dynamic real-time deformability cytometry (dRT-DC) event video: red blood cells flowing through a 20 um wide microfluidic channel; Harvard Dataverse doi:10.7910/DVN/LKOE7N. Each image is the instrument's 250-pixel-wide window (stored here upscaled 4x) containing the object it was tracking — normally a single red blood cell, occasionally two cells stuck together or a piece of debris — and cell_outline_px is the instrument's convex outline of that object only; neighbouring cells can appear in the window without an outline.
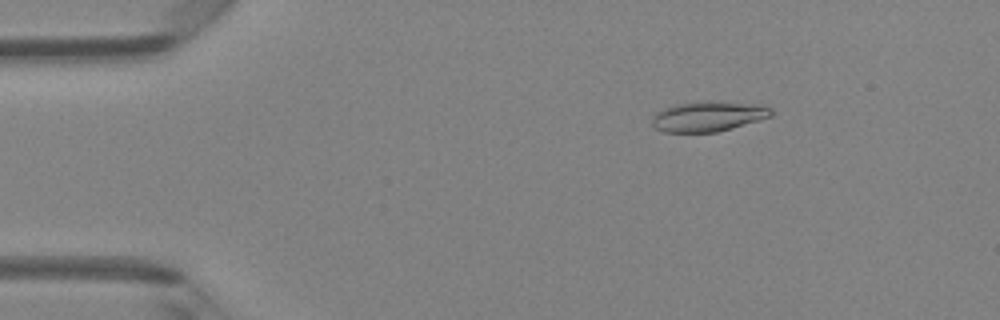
{"species": "Egyptian fruit bat (a non-hibernating species)", "species_latin": "Rousettus aegyptiacus", "temperature_condition": "room temperature", "stored_images_in_passage": 48, "camera_frame_rate_fps": 3000, "um_per_image_px": 0.085, "animal": {"sex": "female"}, "frame": {"image": 1, "passage_image": 8, "time_ms": 2.333, "image_size_px": [1000, 320], "cell_outline_px": [[772, 116], [760, 120], [732, 128], [716, 132], [664, 132], [656, 128], [652, 124], [652, 116], [656, 112], [664, 108], [676, 104], [708, 100], [720, 100], [764, 104], [772, 108]], "centroid_in_image_um": [60.25, 9.86], "position_along_channel_um": 24.7, "area_um2": 21.44}}
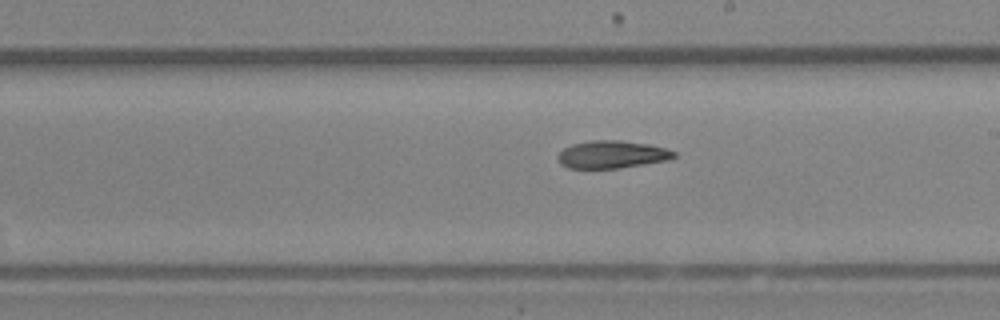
{"frame": {"image": 2, "passage_image": 28, "time_ms": 9.0, "image_size_px": [1000, 320], "cell_outline_px": [[676, 156], [668, 160], [620, 168], [568, 168], [560, 164], [556, 156], [564, 148], [572, 144], [592, 140], [620, 140], [648, 144], [668, 148], [676, 152]], "centroid_in_image_um": [52.02, 13.13], "position_along_channel_um": 237.0, "area_um2": 18.79}}
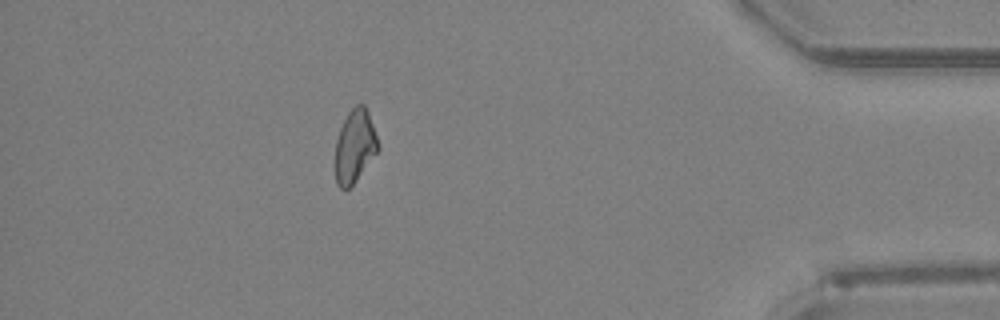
{"frame": {"image": 3, "passage_image": 43, "time_ms": 14.0, "image_size_px": [1000, 320], "cell_outline_px": [[380, 148], [356, 180], [344, 192], [336, 184], [336, 140], [340, 128], [348, 112], [356, 104], [364, 104], [368, 112]], "centroid_in_image_um": [30.15, 12.43], "position_along_channel_um": 405.1, "area_um2": 17.98}}